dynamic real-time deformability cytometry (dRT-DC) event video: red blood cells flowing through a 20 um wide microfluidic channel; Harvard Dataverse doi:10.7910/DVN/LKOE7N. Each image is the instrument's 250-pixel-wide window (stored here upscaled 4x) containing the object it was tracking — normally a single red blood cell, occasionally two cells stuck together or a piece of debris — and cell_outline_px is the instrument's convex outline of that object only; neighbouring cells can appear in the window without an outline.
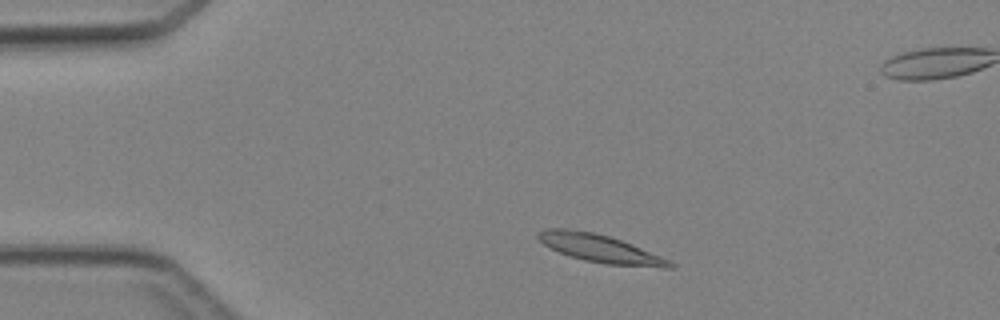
{"species": "Egyptian fruit bat (a non-hibernating species)", "species_latin": "Rousettus aegyptiacus", "temperature_condition": "cold", "stored_images_in_passage": 4, "camera_frame_rate_fps": 3000, "um_per_image_px": 0.085, "animal": {"sex": "female"}, "frame": {"image": 1, "passage_image": 2, "time_ms": 1.0, "image_size_px": [1000, 320], "cell_outline_px": [[676, 264], [672, 268], [664, 268], [608, 264], [584, 260], [560, 252], [544, 244], [536, 236], [536, 232], [544, 228], [568, 228], [592, 232], [608, 236], [620, 240], [640, 248], [668, 260]], "centroid_in_image_um": [50.96, 21.11], "position_along_channel_um": 34.0, "area_um2": 20.98}}